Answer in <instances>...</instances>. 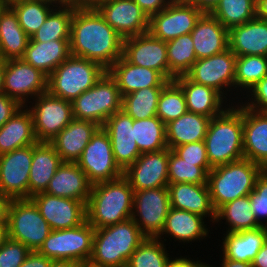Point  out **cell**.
<instances>
[{"label": "cell", "mask_w": 267, "mask_h": 267, "mask_svg": "<svg viewBox=\"0 0 267 267\" xmlns=\"http://www.w3.org/2000/svg\"><path fill=\"white\" fill-rule=\"evenodd\" d=\"M106 71L94 61L70 55L48 76L47 91L73 102L93 87Z\"/></svg>", "instance_id": "cell-6"}, {"label": "cell", "mask_w": 267, "mask_h": 267, "mask_svg": "<svg viewBox=\"0 0 267 267\" xmlns=\"http://www.w3.org/2000/svg\"><path fill=\"white\" fill-rule=\"evenodd\" d=\"M221 256L240 262L252 263L253 259L267 241V227L241 232L223 234Z\"/></svg>", "instance_id": "cell-32"}, {"label": "cell", "mask_w": 267, "mask_h": 267, "mask_svg": "<svg viewBox=\"0 0 267 267\" xmlns=\"http://www.w3.org/2000/svg\"><path fill=\"white\" fill-rule=\"evenodd\" d=\"M256 17L267 21V0H256Z\"/></svg>", "instance_id": "cell-59"}, {"label": "cell", "mask_w": 267, "mask_h": 267, "mask_svg": "<svg viewBox=\"0 0 267 267\" xmlns=\"http://www.w3.org/2000/svg\"><path fill=\"white\" fill-rule=\"evenodd\" d=\"M220 267H253L252 263L235 261L232 259L223 258Z\"/></svg>", "instance_id": "cell-60"}, {"label": "cell", "mask_w": 267, "mask_h": 267, "mask_svg": "<svg viewBox=\"0 0 267 267\" xmlns=\"http://www.w3.org/2000/svg\"><path fill=\"white\" fill-rule=\"evenodd\" d=\"M246 96L247 97L244 98H248V101L246 100L244 103L241 100L245 107L256 111H267V75L254 85L248 93H246Z\"/></svg>", "instance_id": "cell-51"}, {"label": "cell", "mask_w": 267, "mask_h": 267, "mask_svg": "<svg viewBox=\"0 0 267 267\" xmlns=\"http://www.w3.org/2000/svg\"><path fill=\"white\" fill-rule=\"evenodd\" d=\"M170 207L210 217L215 221V210L210 199L208 184L169 183L167 186Z\"/></svg>", "instance_id": "cell-25"}, {"label": "cell", "mask_w": 267, "mask_h": 267, "mask_svg": "<svg viewBox=\"0 0 267 267\" xmlns=\"http://www.w3.org/2000/svg\"><path fill=\"white\" fill-rule=\"evenodd\" d=\"M10 199L0 192V223H7V209Z\"/></svg>", "instance_id": "cell-58"}, {"label": "cell", "mask_w": 267, "mask_h": 267, "mask_svg": "<svg viewBox=\"0 0 267 267\" xmlns=\"http://www.w3.org/2000/svg\"><path fill=\"white\" fill-rule=\"evenodd\" d=\"M76 7L75 5L55 7L29 40L41 43L51 40H70L71 21Z\"/></svg>", "instance_id": "cell-38"}, {"label": "cell", "mask_w": 267, "mask_h": 267, "mask_svg": "<svg viewBox=\"0 0 267 267\" xmlns=\"http://www.w3.org/2000/svg\"><path fill=\"white\" fill-rule=\"evenodd\" d=\"M7 239H8V224L0 223V248L3 246V244Z\"/></svg>", "instance_id": "cell-62"}, {"label": "cell", "mask_w": 267, "mask_h": 267, "mask_svg": "<svg viewBox=\"0 0 267 267\" xmlns=\"http://www.w3.org/2000/svg\"><path fill=\"white\" fill-rule=\"evenodd\" d=\"M267 75V56H237L235 62V90L248 91ZM240 87V88H239ZM243 90V91H242Z\"/></svg>", "instance_id": "cell-43"}, {"label": "cell", "mask_w": 267, "mask_h": 267, "mask_svg": "<svg viewBox=\"0 0 267 267\" xmlns=\"http://www.w3.org/2000/svg\"><path fill=\"white\" fill-rule=\"evenodd\" d=\"M94 234L87 220L73 228L51 230L38 252L52 260L83 262L91 258Z\"/></svg>", "instance_id": "cell-9"}, {"label": "cell", "mask_w": 267, "mask_h": 267, "mask_svg": "<svg viewBox=\"0 0 267 267\" xmlns=\"http://www.w3.org/2000/svg\"><path fill=\"white\" fill-rule=\"evenodd\" d=\"M30 37L19 24L17 14L11 7L0 9V53L2 60L19 59L24 56Z\"/></svg>", "instance_id": "cell-36"}, {"label": "cell", "mask_w": 267, "mask_h": 267, "mask_svg": "<svg viewBox=\"0 0 267 267\" xmlns=\"http://www.w3.org/2000/svg\"><path fill=\"white\" fill-rule=\"evenodd\" d=\"M163 87H147L122 97V110L135 120L157 116V104Z\"/></svg>", "instance_id": "cell-42"}, {"label": "cell", "mask_w": 267, "mask_h": 267, "mask_svg": "<svg viewBox=\"0 0 267 267\" xmlns=\"http://www.w3.org/2000/svg\"><path fill=\"white\" fill-rule=\"evenodd\" d=\"M95 8L123 38L148 32L149 17L134 0H103Z\"/></svg>", "instance_id": "cell-17"}, {"label": "cell", "mask_w": 267, "mask_h": 267, "mask_svg": "<svg viewBox=\"0 0 267 267\" xmlns=\"http://www.w3.org/2000/svg\"><path fill=\"white\" fill-rule=\"evenodd\" d=\"M134 139L140 153L157 152L168 148L165 124L158 117L133 119Z\"/></svg>", "instance_id": "cell-40"}, {"label": "cell", "mask_w": 267, "mask_h": 267, "mask_svg": "<svg viewBox=\"0 0 267 267\" xmlns=\"http://www.w3.org/2000/svg\"><path fill=\"white\" fill-rule=\"evenodd\" d=\"M92 184L77 163L63 162L50 180L45 193L88 202Z\"/></svg>", "instance_id": "cell-27"}, {"label": "cell", "mask_w": 267, "mask_h": 267, "mask_svg": "<svg viewBox=\"0 0 267 267\" xmlns=\"http://www.w3.org/2000/svg\"><path fill=\"white\" fill-rule=\"evenodd\" d=\"M229 48L236 56H267V21L257 17L228 30Z\"/></svg>", "instance_id": "cell-29"}, {"label": "cell", "mask_w": 267, "mask_h": 267, "mask_svg": "<svg viewBox=\"0 0 267 267\" xmlns=\"http://www.w3.org/2000/svg\"><path fill=\"white\" fill-rule=\"evenodd\" d=\"M73 117L103 126L114 113L122 110V96L115 79L106 71L96 84L72 102Z\"/></svg>", "instance_id": "cell-7"}, {"label": "cell", "mask_w": 267, "mask_h": 267, "mask_svg": "<svg viewBox=\"0 0 267 267\" xmlns=\"http://www.w3.org/2000/svg\"><path fill=\"white\" fill-rule=\"evenodd\" d=\"M174 80L183 90L188 112L213 118L229 106L226 104L228 100L212 87L191 81L186 75L175 77Z\"/></svg>", "instance_id": "cell-28"}, {"label": "cell", "mask_w": 267, "mask_h": 267, "mask_svg": "<svg viewBox=\"0 0 267 267\" xmlns=\"http://www.w3.org/2000/svg\"><path fill=\"white\" fill-rule=\"evenodd\" d=\"M249 198L257 223L261 227H267V169H263L258 175Z\"/></svg>", "instance_id": "cell-48"}, {"label": "cell", "mask_w": 267, "mask_h": 267, "mask_svg": "<svg viewBox=\"0 0 267 267\" xmlns=\"http://www.w3.org/2000/svg\"><path fill=\"white\" fill-rule=\"evenodd\" d=\"M33 144L0 155V192L11 199H29Z\"/></svg>", "instance_id": "cell-16"}, {"label": "cell", "mask_w": 267, "mask_h": 267, "mask_svg": "<svg viewBox=\"0 0 267 267\" xmlns=\"http://www.w3.org/2000/svg\"><path fill=\"white\" fill-rule=\"evenodd\" d=\"M34 99L33 103L30 101L32 106L28 109L33 117L36 139L38 142L49 143L74 119L72 102L56 97L48 91Z\"/></svg>", "instance_id": "cell-10"}, {"label": "cell", "mask_w": 267, "mask_h": 267, "mask_svg": "<svg viewBox=\"0 0 267 267\" xmlns=\"http://www.w3.org/2000/svg\"><path fill=\"white\" fill-rule=\"evenodd\" d=\"M169 64V81L185 75L197 61L191 33L166 42Z\"/></svg>", "instance_id": "cell-39"}, {"label": "cell", "mask_w": 267, "mask_h": 267, "mask_svg": "<svg viewBox=\"0 0 267 267\" xmlns=\"http://www.w3.org/2000/svg\"><path fill=\"white\" fill-rule=\"evenodd\" d=\"M132 218L95 229L91 260L110 267H126L132 253L145 240Z\"/></svg>", "instance_id": "cell-4"}, {"label": "cell", "mask_w": 267, "mask_h": 267, "mask_svg": "<svg viewBox=\"0 0 267 267\" xmlns=\"http://www.w3.org/2000/svg\"><path fill=\"white\" fill-rule=\"evenodd\" d=\"M204 217L188 212L186 210H179L170 207L168 215L165 219V223L162 232L158 239L162 240V236L172 237L183 244L203 240L208 237L209 231L205 224ZM167 235V236H166Z\"/></svg>", "instance_id": "cell-30"}, {"label": "cell", "mask_w": 267, "mask_h": 267, "mask_svg": "<svg viewBox=\"0 0 267 267\" xmlns=\"http://www.w3.org/2000/svg\"><path fill=\"white\" fill-rule=\"evenodd\" d=\"M170 209L167 186L134 191L132 220L146 238H158Z\"/></svg>", "instance_id": "cell-12"}, {"label": "cell", "mask_w": 267, "mask_h": 267, "mask_svg": "<svg viewBox=\"0 0 267 267\" xmlns=\"http://www.w3.org/2000/svg\"><path fill=\"white\" fill-rule=\"evenodd\" d=\"M123 40L95 7H76L71 21L70 53L108 70L123 56Z\"/></svg>", "instance_id": "cell-1"}, {"label": "cell", "mask_w": 267, "mask_h": 267, "mask_svg": "<svg viewBox=\"0 0 267 267\" xmlns=\"http://www.w3.org/2000/svg\"><path fill=\"white\" fill-rule=\"evenodd\" d=\"M100 1L103 0H89V7H95Z\"/></svg>", "instance_id": "cell-68"}, {"label": "cell", "mask_w": 267, "mask_h": 267, "mask_svg": "<svg viewBox=\"0 0 267 267\" xmlns=\"http://www.w3.org/2000/svg\"><path fill=\"white\" fill-rule=\"evenodd\" d=\"M22 107L13 98L4 93H0V128Z\"/></svg>", "instance_id": "cell-52"}, {"label": "cell", "mask_w": 267, "mask_h": 267, "mask_svg": "<svg viewBox=\"0 0 267 267\" xmlns=\"http://www.w3.org/2000/svg\"><path fill=\"white\" fill-rule=\"evenodd\" d=\"M166 240L145 238L130 256L126 267H167L170 255L164 244Z\"/></svg>", "instance_id": "cell-44"}, {"label": "cell", "mask_w": 267, "mask_h": 267, "mask_svg": "<svg viewBox=\"0 0 267 267\" xmlns=\"http://www.w3.org/2000/svg\"><path fill=\"white\" fill-rule=\"evenodd\" d=\"M123 97L147 87H164L169 81L158 71L129 63L123 56L108 70Z\"/></svg>", "instance_id": "cell-24"}, {"label": "cell", "mask_w": 267, "mask_h": 267, "mask_svg": "<svg viewBox=\"0 0 267 267\" xmlns=\"http://www.w3.org/2000/svg\"><path fill=\"white\" fill-rule=\"evenodd\" d=\"M244 158L267 169V111L243 105Z\"/></svg>", "instance_id": "cell-22"}, {"label": "cell", "mask_w": 267, "mask_h": 267, "mask_svg": "<svg viewBox=\"0 0 267 267\" xmlns=\"http://www.w3.org/2000/svg\"><path fill=\"white\" fill-rule=\"evenodd\" d=\"M190 4H193L196 8L203 13H210L219 0H186Z\"/></svg>", "instance_id": "cell-56"}, {"label": "cell", "mask_w": 267, "mask_h": 267, "mask_svg": "<svg viewBox=\"0 0 267 267\" xmlns=\"http://www.w3.org/2000/svg\"><path fill=\"white\" fill-rule=\"evenodd\" d=\"M224 224L227 232H241L246 230H254L261 226L257 223L254 213L251 210L249 195L230 201L215 211V221Z\"/></svg>", "instance_id": "cell-37"}, {"label": "cell", "mask_w": 267, "mask_h": 267, "mask_svg": "<svg viewBox=\"0 0 267 267\" xmlns=\"http://www.w3.org/2000/svg\"><path fill=\"white\" fill-rule=\"evenodd\" d=\"M169 148L146 152L123 171L133 191L168 186Z\"/></svg>", "instance_id": "cell-18"}, {"label": "cell", "mask_w": 267, "mask_h": 267, "mask_svg": "<svg viewBox=\"0 0 267 267\" xmlns=\"http://www.w3.org/2000/svg\"><path fill=\"white\" fill-rule=\"evenodd\" d=\"M11 8L17 14L22 29L31 37L43 25L55 7L42 1L22 0L13 4Z\"/></svg>", "instance_id": "cell-46"}, {"label": "cell", "mask_w": 267, "mask_h": 267, "mask_svg": "<svg viewBox=\"0 0 267 267\" xmlns=\"http://www.w3.org/2000/svg\"><path fill=\"white\" fill-rule=\"evenodd\" d=\"M210 119L207 116L187 111L179 118L169 121L165 124L168 148L173 149L186 143L203 141Z\"/></svg>", "instance_id": "cell-35"}, {"label": "cell", "mask_w": 267, "mask_h": 267, "mask_svg": "<svg viewBox=\"0 0 267 267\" xmlns=\"http://www.w3.org/2000/svg\"><path fill=\"white\" fill-rule=\"evenodd\" d=\"M70 55L69 40L43 43L29 40L22 59L49 76Z\"/></svg>", "instance_id": "cell-34"}, {"label": "cell", "mask_w": 267, "mask_h": 267, "mask_svg": "<svg viewBox=\"0 0 267 267\" xmlns=\"http://www.w3.org/2000/svg\"><path fill=\"white\" fill-rule=\"evenodd\" d=\"M135 3L150 17L165 9L172 0H134Z\"/></svg>", "instance_id": "cell-53"}, {"label": "cell", "mask_w": 267, "mask_h": 267, "mask_svg": "<svg viewBox=\"0 0 267 267\" xmlns=\"http://www.w3.org/2000/svg\"><path fill=\"white\" fill-rule=\"evenodd\" d=\"M100 127L89 120L73 119L49 143L55 148L62 162L76 163Z\"/></svg>", "instance_id": "cell-23"}, {"label": "cell", "mask_w": 267, "mask_h": 267, "mask_svg": "<svg viewBox=\"0 0 267 267\" xmlns=\"http://www.w3.org/2000/svg\"><path fill=\"white\" fill-rule=\"evenodd\" d=\"M210 14L229 30L256 17V0H219Z\"/></svg>", "instance_id": "cell-41"}, {"label": "cell", "mask_w": 267, "mask_h": 267, "mask_svg": "<svg viewBox=\"0 0 267 267\" xmlns=\"http://www.w3.org/2000/svg\"><path fill=\"white\" fill-rule=\"evenodd\" d=\"M30 252L26 245L8 238L0 248V267H20Z\"/></svg>", "instance_id": "cell-49"}, {"label": "cell", "mask_w": 267, "mask_h": 267, "mask_svg": "<svg viewBox=\"0 0 267 267\" xmlns=\"http://www.w3.org/2000/svg\"><path fill=\"white\" fill-rule=\"evenodd\" d=\"M182 257L183 256L176 258L170 257L167 267H203L206 264L205 262H201V260L195 261L185 256Z\"/></svg>", "instance_id": "cell-55"}, {"label": "cell", "mask_w": 267, "mask_h": 267, "mask_svg": "<svg viewBox=\"0 0 267 267\" xmlns=\"http://www.w3.org/2000/svg\"><path fill=\"white\" fill-rule=\"evenodd\" d=\"M172 150L182 159L196 163V166H210L204 140L186 143L174 147Z\"/></svg>", "instance_id": "cell-50"}, {"label": "cell", "mask_w": 267, "mask_h": 267, "mask_svg": "<svg viewBox=\"0 0 267 267\" xmlns=\"http://www.w3.org/2000/svg\"><path fill=\"white\" fill-rule=\"evenodd\" d=\"M80 267H110V266H105L103 264H98L96 262H93L91 259H87L83 262H80Z\"/></svg>", "instance_id": "cell-65"}, {"label": "cell", "mask_w": 267, "mask_h": 267, "mask_svg": "<svg viewBox=\"0 0 267 267\" xmlns=\"http://www.w3.org/2000/svg\"><path fill=\"white\" fill-rule=\"evenodd\" d=\"M186 112V100L181 86L175 80L169 81L160 93L157 116L164 124H167Z\"/></svg>", "instance_id": "cell-47"}, {"label": "cell", "mask_w": 267, "mask_h": 267, "mask_svg": "<svg viewBox=\"0 0 267 267\" xmlns=\"http://www.w3.org/2000/svg\"><path fill=\"white\" fill-rule=\"evenodd\" d=\"M253 267H267V241L252 261Z\"/></svg>", "instance_id": "cell-57"}, {"label": "cell", "mask_w": 267, "mask_h": 267, "mask_svg": "<svg viewBox=\"0 0 267 267\" xmlns=\"http://www.w3.org/2000/svg\"><path fill=\"white\" fill-rule=\"evenodd\" d=\"M50 267H80V262L73 260H52Z\"/></svg>", "instance_id": "cell-61"}, {"label": "cell", "mask_w": 267, "mask_h": 267, "mask_svg": "<svg viewBox=\"0 0 267 267\" xmlns=\"http://www.w3.org/2000/svg\"><path fill=\"white\" fill-rule=\"evenodd\" d=\"M76 163L92 185L123 176V170L115 162L110 137L102 127L92 136Z\"/></svg>", "instance_id": "cell-11"}, {"label": "cell", "mask_w": 267, "mask_h": 267, "mask_svg": "<svg viewBox=\"0 0 267 267\" xmlns=\"http://www.w3.org/2000/svg\"><path fill=\"white\" fill-rule=\"evenodd\" d=\"M191 37L197 59L211 57L229 48L228 29L210 13L200 16Z\"/></svg>", "instance_id": "cell-26"}, {"label": "cell", "mask_w": 267, "mask_h": 267, "mask_svg": "<svg viewBox=\"0 0 267 267\" xmlns=\"http://www.w3.org/2000/svg\"><path fill=\"white\" fill-rule=\"evenodd\" d=\"M123 57L131 64L158 71L169 81L166 41L149 32L124 38Z\"/></svg>", "instance_id": "cell-19"}, {"label": "cell", "mask_w": 267, "mask_h": 267, "mask_svg": "<svg viewBox=\"0 0 267 267\" xmlns=\"http://www.w3.org/2000/svg\"><path fill=\"white\" fill-rule=\"evenodd\" d=\"M238 101L237 105L230 102L220 115L210 119L204 142L212 168L244 158L243 104Z\"/></svg>", "instance_id": "cell-2"}, {"label": "cell", "mask_w": 267, "mask_h": 267, "mask_svg": "<svg viewBox=\"0 0 267 267\" xmlns=\"http://www.w3.org/2000/svg\"><path fill=\"white\" fill-rule=\"evenodd\" d=\"M8 238L38 251L51 232L31 199H11L7 209Z\"/></svg>", "instance_id": "cell-8"}, {"label": "cell", "mask_w": 267, "mask_h": 267, "mask_svg": "<svg viewBox=\"0 0 267 267\" xmlns=\"http://www.w3.org/2000/svg\"><path fill=\"white\" fill-rule=\"evenodd\" d=\"M263 168L248 159H241L213 167L208 172L207 184L212 206L216 211L222 205L249 195Z\"/></svg>", "instance_id": "cell-5"}, {"label": "cell", "mask_w": 267, "mask_h": 267, "mask_svg": "<svg viewBox=\"0 0 267 267\" xmlns=\"http://www.w3.org/2000/svg\"><path fill=\"white\" fill-rule=\"evenodd\" d=\"M5 60H0V93H3Z\"/></svg>", "instance_id": "cell-64"}, {"label": "cell", "mask_w": 267, "mask_h": 267, "mask_svg": "<svg viewBox=\"0 0 267 267\" xmlns=\"http://www.w3.org/2000/svg\"><path fill=\"white\" fill-rule=\"evenodd\" d=\"M22 0H0L2 7H11L13 4L21 2Z\"/></svg>", "instance_id": "cell-67"}, {"label": "cell", "mask_w": 267, "mask_h": 267, "mask_svg": "<svg viewBox=\"0 0 267 267\" xmlns=\"http://www.w3.org/2000/svg\"><path fill=\"white\" fill-rule=\"evenodd\" d=\"M211 169V166H196V163L182 159L172 149H169V183L207 184L208 172Z\"/></svg>", "instance_id": "cell-45"}, {"label": "cell", "mask_w": 267, "mask_h": 267, "mask_svg": "<svg viewBox=\"0 0 267 267\" xmlns=\"http://www.w3.org/2000/svg\"><path fill=\"white\" fill-rule=\"evenodd\" d=\"M102 128L110 137L115 162L124 171L141 155L134 139L133 118L120 110L111 115Z\"/></svg>", "instance_id": "cell-21"}, {"label": "cell", "mask_w": 267, "mask_h": 267, "mask_svg": "<svg viewBox=\"0 0 267 267\" xmlns=\"http://www.w3.org/2000/svg\"><path fill=\"white\" fill-rule=\"evenodd\" d=\"M51 262L52 259L38 251H31L20 267H50Z\"/></svg>", "instance_id": "cell-54"}, {"label": "cell", "mask_w": 267, "mask_h": 267, "mask_svg": "<svg viewBox=\"0 0 267 267\" xmlns=\"http://www.w3.org/2000/svg\"><path fill=\"white\" fill-rule=\"evenodd\" d=\"M236 57L228 48L211 57L197 59L185 75L191 81L214 88L227 100V92L235 89Z\"/></svg>", "instance_id": "cell-15"}, {"label": "cell", "mask_w": 267, "mask_h": 267, "mask_svg": "<svg viewBox=\"0 0 267 267\" xmlns=\"http://www.w3.org/2000/svg\"><path fill=\"white\" fill-rule=\"evenodd\" d=\"M48 76L22 58L5 60L3 93L27 106L29 99L47 91Z\"/></svg>", "instance_id": "cell-13"}, {"label": "cell", "mask_w": 267, "mask_h": 267, "mask_svg": "<svg viewBox=\"0 0 267 267\" xmlns=\"http://www.w3.org/2000/svg\"><path fill=\"white\" fill-rule=\"evenodd\" d=\"M36 143L32 114L28 105L22 106L0 128V155Z\"/></svg>", "instance_id": "cell-33"}, {"label": "cell", "mask_w": 267, "mask_h": 267, "mask_svg": "<svg viewBox=\"0 0 267 267\" xmlns=\"http://www.w3.org/2000/svg\"><path fill=\"white\" fill-rule=\"evenodd\" d=\"M202 14L186 0H172L165 9L149 17L148 32L167 42L191 33Z\"/></svg>", "instance_id": "cell-14"}, {"label": "cell", "mask_w": 267, "mask_h": 267, "mask_svg": "<svg viewBox=\"0 0 267 267\" xmlns=\"http://www.w3.org/2000/svg\"><path fill=\"white\" fill-rule=\"evenodd\" d=\"M133 194V188L124 176L93 184L86 204V220L98 229L131 218Z\"/></svg>", "instance_id": "cell-3"}, {"label": "cell", "mask_w": 267, "mask_h": 267, "mask_svg": "<svg viewBox=\"0 0 267 267\" xmlns=\"http://www.w3.org/2000/svg\"><path fill=\"white\" fill-rule=\"evenodd\" d=\"M30 199L51 230L73 228L86 220V205L79 200L52 196L45 192L35 194Z\"/></svg>", "instance_id": "cell-20"}, {"label": "cell", "mask_w": 267, "mask_h": 267, "mask_svg": "<svg viewBox=\"0 0 267 267\" xmlns=\"http://www.w3.org/2000/svg\"><path fill=\"white\" fill-rule=\"evenodd\" d=\"M61 157L48 142L33 144V155L29 174V199L45 192L50 180L62 164Z\"/></svg>", "instance_id": "cell-31"}, {"label": "cell", "mask_w": 267, "mask_h": 267, "mask_svg": "<svg viewBox=\"0 0 267 267\" xmlns=\"http://www.w3.org/2000/svg\"><path fill=\"white\" fill-rule=\"evenodd\" d=\"M203 267H213L212 265H210V264H205ZM216 267V266H215Z\"/></svg>", "instance_id": "cell-69"}, {"label": "cell", "mask_w": 267, "mask_h": 267, "mask_svg": "<svg viewBox=\"0 0 267 267\" xmlns=\"http://www.w3.org/2000/svg\"><path fill=\"white\" fill-rule=\"evenodd\" d=\"M36 1H42L48 3L53 7H64L67 5L64 0H36Z\"/></svg>", "instance_id": "cell-66"}, {"label": "cell", "mask_w": 267, "mask_h": 267, "mask_svg": "<svg viewBox=\"0 0 267 267\" xmlns=\"http://www.w3.org/2000/svg\"><path fill=\"white\" fill-rule=\"evenodd\" d=\"M67 5H75L77 7H89V0H64Z\"/></svg>", "instance_id": "cell-63"}]
</instances>
